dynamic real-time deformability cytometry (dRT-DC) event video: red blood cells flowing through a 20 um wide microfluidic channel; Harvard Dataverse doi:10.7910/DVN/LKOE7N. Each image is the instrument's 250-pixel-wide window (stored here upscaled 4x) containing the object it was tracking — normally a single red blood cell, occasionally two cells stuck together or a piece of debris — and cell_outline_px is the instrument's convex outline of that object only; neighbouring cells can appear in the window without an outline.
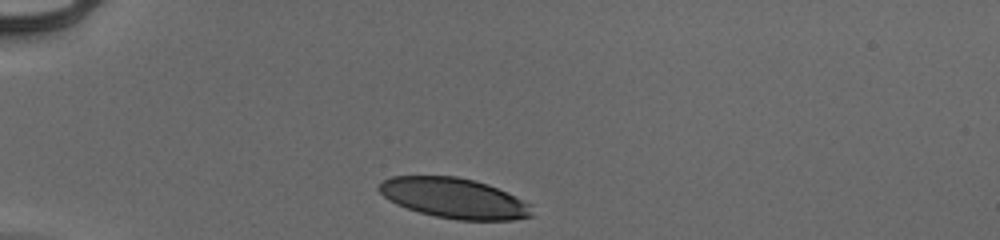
{"species": "human", "species_latin": "Homo sapiens", "temperature_condition": "cold", "stored_images_in_passage": 31, "camera_frame_rate_fps": 3000, "um_per_image_px": 0.085, "donor": {"sex": "male"}, "frame": {"image": 1, "passage_image": 1, "time_ms": 0.0, "image_size_px": [1000, 240], "cell_outline_px": [[532, 216], [512, 220], [456, 220], [436, 216], [420, 212], [396, 204], [388, 200], [376, 188], [384, 180], [392, 176], [456, 176], [476, 180], [488, 184], [508, 192], [532, 204]], "centroid_in_image_um": [38.63, 16.84], "position_along_channel_um": 46.4, "area_um2": 36.01}}
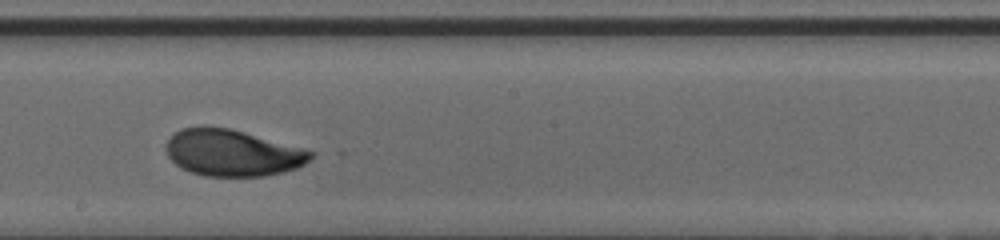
{"frame": {"image": 2, "passage_image": 18, "time_ms": 5.667, "image_size_px": [1000, 240], "cell_outline_px": [[316, 152], [304, 164], [296, 168], [284, 172], [264, 176], [204, 176], [192, 172], [176, 164], [168, 156], [168, 140], [180, 128], [204, 124], [228, 128], [244, 132]], "centroid_in_image_um": [19.75, 12.97], "position_along_channel_um": 228.5, "area_um2": 39.02}}
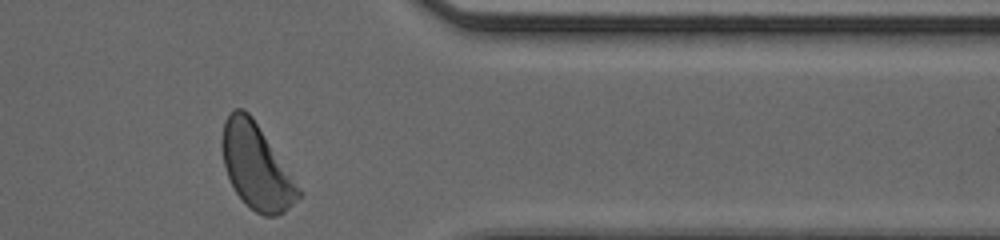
{"frame": {"image": 3, "passage_image": 31, "time_ms": 10.0, "image_size_px": [1000, 240], "cell_outline_px": [[304, 192], [284, 212], [276, 216], [264, 216], [256, 212], [236, 192], [228, 176], [224, 164], [220, 148], [220, 140], [224, 120], [236, 108], [244, 108], [252, 116]], "centroid_in_image_um": [21.79, 14.13], "position_along_channel_um": 389.6, "area_um2": 37.69}, "authors_computed_cell_mechanics": {"area_um2": 38.8994, "velocity_mm_per_s": 3.9048, "shape_relaxation_time_tau1_ms": 2.4341, "shape_relaxation_time_tau2_ms": 0.894, "deformation_change_tau1": 0.1561, "deformation_change_tau2": 0.0543}}